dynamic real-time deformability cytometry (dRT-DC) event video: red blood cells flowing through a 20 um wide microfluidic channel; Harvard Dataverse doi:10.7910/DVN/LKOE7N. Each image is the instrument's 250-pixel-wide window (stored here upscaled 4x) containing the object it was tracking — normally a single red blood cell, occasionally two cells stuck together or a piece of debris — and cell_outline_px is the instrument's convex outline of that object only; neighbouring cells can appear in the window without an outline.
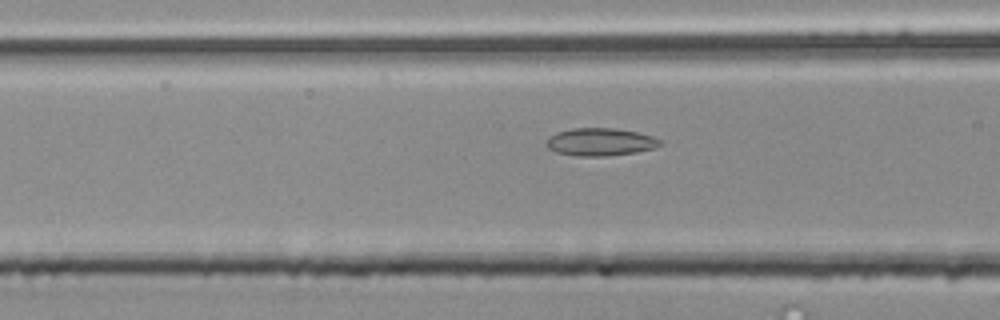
{"species": "common noctule bat (a hibernating species)", "species_latin": "Nyctalus noctula", "temperature_condition": "room temperature", "stored_images_in_passage": 7, "camera_frame_rate_fps": 3000, "um_per_image_px": 0.085, "animal": {"sex": "male", "body_mass_g": 20.4}, "frame": {"image": 1, "passage_image": 5, "time_ms": 1.333, "image_size_px": [1000, 320], "cell_outline_px": [[660, 144], [652, 148], [636, 152], [608, 156], [576, 156], [556, 152], [548, 148], [544, 144], [548, 136], [556, 132], [572, 128], [616, 128], [636, 132], [652, 136], [660, 140]], "centroid_in_image_um": [50.95, 12.06], "position_along_channel_um": 115.7, "area_um2": 18.38}}